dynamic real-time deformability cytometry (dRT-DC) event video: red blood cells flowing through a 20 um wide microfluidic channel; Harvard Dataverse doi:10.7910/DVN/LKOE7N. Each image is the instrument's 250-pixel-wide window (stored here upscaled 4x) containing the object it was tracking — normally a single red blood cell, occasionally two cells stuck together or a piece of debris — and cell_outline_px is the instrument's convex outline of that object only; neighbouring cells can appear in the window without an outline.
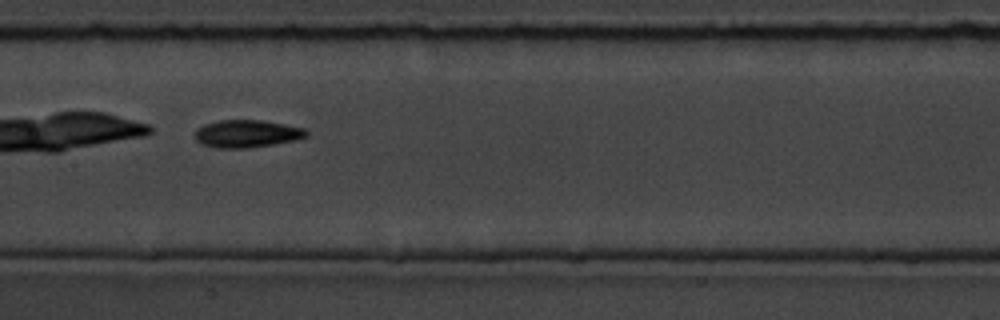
{"species": "common noctule bat (a hibernating species)", "species_latin": "Nyctalus noctula", "temperature_condition": "room temperature", "stored_images_in_passage": 39, "camera_frame_rate_fps": 3000, "um_per_image_px": 0.085, "animal": {"sex": "male", "body_mass_g": 19.5, "forearm_length_mm": 54.6}, "frame": {"image": 1, "passage_image": 12, "time_ms": 3.667, "image_size_px": [1000, 320], "cell_outline_px": [[308, 136], [296, 140], [248, 148], [216, 148], [200, 144], [192, 136], [196, 128], [204, 124], [216, 120], [260, 120], [308, 128]], "centroid_in_image_um": [20.95, 11.36], "position_along_channel_um": 186.5, "area_um2": 18.26}, "authors_computed_cell_mechanics": {"area_um2": 17.6868, "velocity_mm_per_s": 3.6459, "shape_relaxation_time_tau1_ms": 2.4505, "shape_relaxation_time_tau2_ms": 5.6532, "deformation_change_tau1": 0.1481, "deformation_change_tau2": 0.1399}}